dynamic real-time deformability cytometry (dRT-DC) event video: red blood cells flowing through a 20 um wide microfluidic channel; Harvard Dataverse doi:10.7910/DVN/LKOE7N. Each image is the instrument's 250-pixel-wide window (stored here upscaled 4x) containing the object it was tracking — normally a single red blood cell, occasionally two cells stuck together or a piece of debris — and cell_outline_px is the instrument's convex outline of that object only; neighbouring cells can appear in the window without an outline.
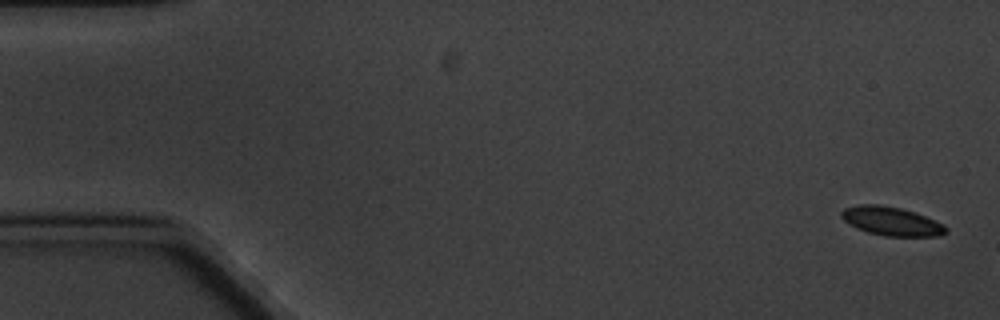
{"species": "common noctule bat (a hibernating species)", "species_latin": "Nyctalus noctula", "temperature_condition": "cold", "stored_images_in_passage": 4, "camera_frame_rate_fps": 3000, "um_per_image_px": 0.085, "animal": {"sex": "male", "body_mass_g": 20.1, "forearm_length_mm": 53.5}, "frame": {"image": 1, "passage_image": 1, "time_ms": 0.0, "image_size_px": [1000, 320], "cell_outline_px": [[948, 232], [940, 236], [884, 236], [868, 232], [856, 228], [848, 224], [840, 216], [840, 212], [844, 208], [860, 204], [880, 204], [900, 208], [924, 216], [944, 224], [948, 228]], "centroid_in_image_um": [75.75, 18.81], "position_along_channel_um": 9.2, "area_um2": 17.57}}